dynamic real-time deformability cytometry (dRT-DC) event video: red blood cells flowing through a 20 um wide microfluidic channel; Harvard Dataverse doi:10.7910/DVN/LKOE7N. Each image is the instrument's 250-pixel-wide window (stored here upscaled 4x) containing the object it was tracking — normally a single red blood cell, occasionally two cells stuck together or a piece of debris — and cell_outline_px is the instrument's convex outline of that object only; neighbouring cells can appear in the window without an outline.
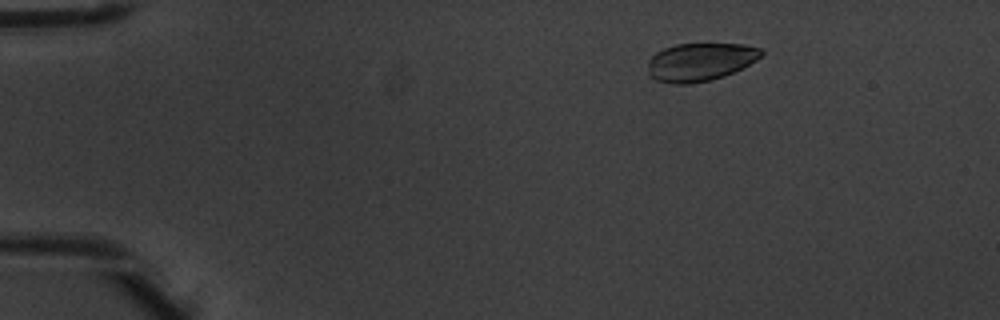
{"species": "common noctule bat (a hibernating species)", "species_latin": "Nyctalus noctula", "temperature_condition": "warm", "stored_images_in_passage": 6, "camera_frame_rate_fps": 3000, "um_per_image_px": 0.085, "animal": {"sex": "male", "body_mass_g": 20.1, "forearm_length_mm": 53.5}, "frame": {"image": 1, "passage_image": 3, "time_ms": 0.667, "image_size_px": [1000, 320], "cell_outline_px": [[764, 52], [756, 60], [724, 76], [712, 80], [688, 84], [672, 84], [656, 80], [648, 76], [648, 60], [656, 52], [664, 48], [676, 44], [744, 44], [760, 48]], "centroid_in_image_um": [59.47, 5.27], "position_along_channel_um": 25.5, "area_um2": 25.14}}
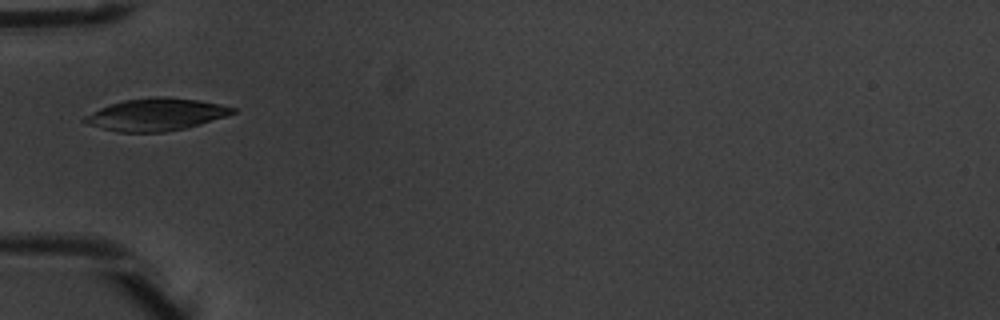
{"frame": {"image": 2, "passage_image": 6, "time_ms": 1.667, "image_size_px": [1000, 320], "cell_outline_px": [[236, 112], [200, 124], [184, 128], [164, 132], [116, 132], [88, 124], [80, 120], [84, 116], [100, 108], [124, 100], [152, 96], [160, 96], [200, 100], [220, 104], [236, 108]], "centroid_in_image_um": [13.24, 9.73], "position_along_channel_um": 71.8, "area_um2": 27.69}}